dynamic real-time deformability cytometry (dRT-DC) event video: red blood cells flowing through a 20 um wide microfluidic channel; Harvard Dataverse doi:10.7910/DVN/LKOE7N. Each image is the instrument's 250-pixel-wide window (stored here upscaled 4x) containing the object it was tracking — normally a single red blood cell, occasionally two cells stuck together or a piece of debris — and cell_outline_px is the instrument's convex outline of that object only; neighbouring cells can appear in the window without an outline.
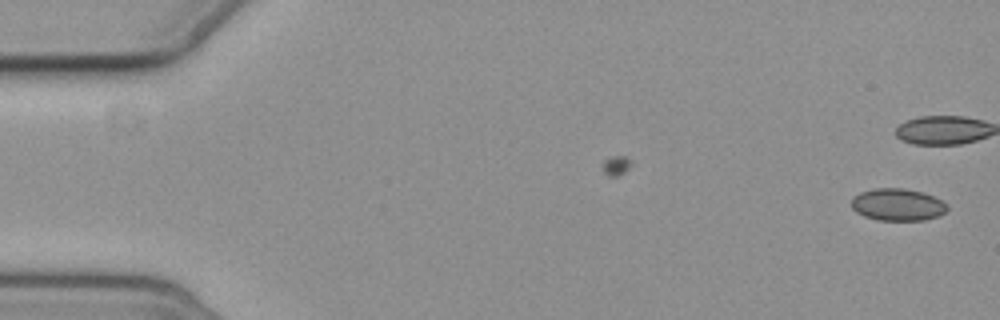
{"species": "common noctule bat (a hibernating species)", "species_latin": "Nyctalus noctula", "temperature_condition": "cold", "stored_images_in_passage": 3, "camera_frame_rate_fps": 3000, "um_per_image_px": 0.085, "animal": {"sex": "female", "body_mass_g": 19.3, "forearm_length_mm": 54.1}, "frame": {"image": 1, "passage_image": 3, "time_ms": 2.333, "image_size_px": [1000, 320], "cell_outline_px": [[948, 208], [940, 216], [924, 220], [876, 220], [864, 216], [856, 212], [852, 208], [852, 196], [860, 192], [876, 188], [904, 188], [920, 192], [932, 196], [948, 204]], "centroid_in_image_um": [76.28, 17.4], "position_along_channel_um": 8.7, "area_um2": 17.98}}